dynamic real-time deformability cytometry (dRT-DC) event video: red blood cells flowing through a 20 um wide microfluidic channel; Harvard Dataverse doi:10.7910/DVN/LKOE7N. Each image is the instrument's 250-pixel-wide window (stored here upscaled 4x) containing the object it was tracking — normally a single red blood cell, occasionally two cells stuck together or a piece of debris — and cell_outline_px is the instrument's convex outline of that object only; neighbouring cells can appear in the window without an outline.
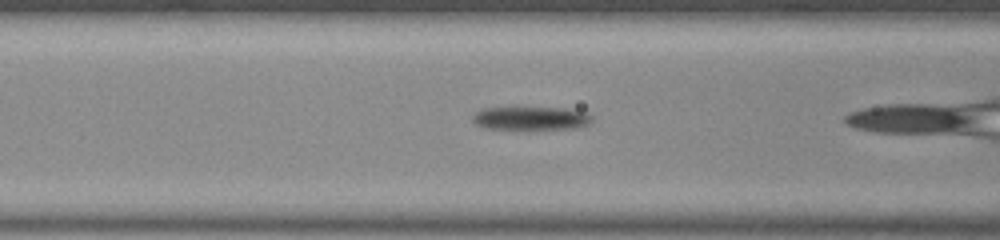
{"species": "common noctule bat (a hibernating species)", "species_latin": "Nyctalus noctula", "temperature_condition": "room temperature", "stored_images_in_passage": 21, "camera_frame_rate_fps": 3000, "um_per_image_px": 0.085, "animal": {"sex": "male", "body_mass_g": 20.0, "forearm_length_mm": 53.3}, "frame": {"image": 1, "passage_image": 15, "time_ms": 4.667, "image_size_px": [1000, 240], "cell_outline_px": [[592, 120], [588, 124], [572, 128], [528, 132], [488, 128], [476, 124], [472, 120], [472, 116], [476, 112], [484, 108], [564, 108], [580, 112], [592, 116]], "centroid_in_image_um": [45.08, 10.11], "position_along_channel_um": 121.5, "area_um2": 16.76}}
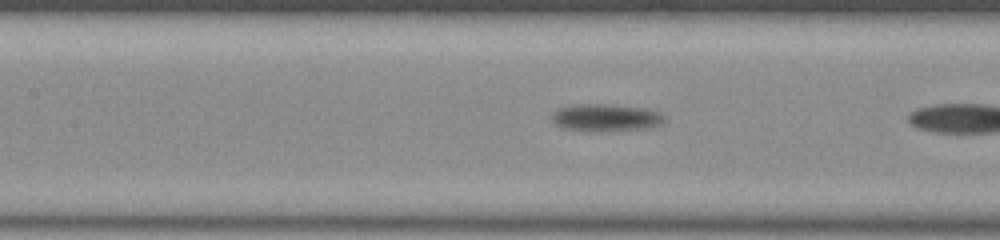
{"frame": {"image": 2, "passage_image": 18, "time_ms": 5.667, "image_size_px": [1000, 240], "cell_outline_px": [[664, 120], [660, 124], [640, 128], [564, 128], [556, 124], [552, 120], [552, 112], [560, 108], [580, 104], [604, 104], [648, 108], [660, 112], [664, 116]], "centroid_in_image_um": [51.51, 9.92], "position_along_channel_um": 155.9, "area_um2": 16.59}}